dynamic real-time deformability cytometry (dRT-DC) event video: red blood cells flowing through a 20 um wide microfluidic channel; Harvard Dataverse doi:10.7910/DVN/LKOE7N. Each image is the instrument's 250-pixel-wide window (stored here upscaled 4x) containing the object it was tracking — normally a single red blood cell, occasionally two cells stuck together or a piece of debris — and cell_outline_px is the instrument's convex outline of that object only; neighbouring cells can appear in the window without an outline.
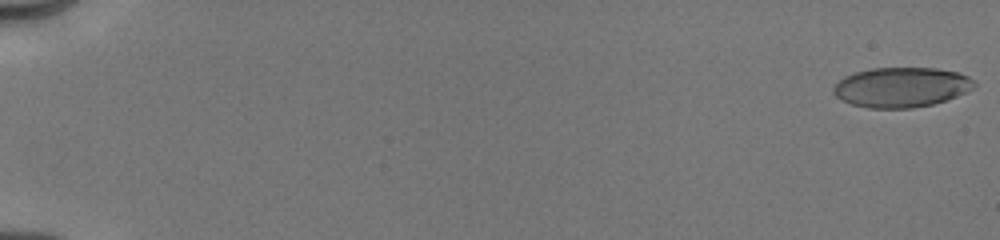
{"species": "human", "species_latin": "Homo sapiens", "temperature_condition": "cold", "stored_images_in_passage": 38, "camera_frame_rate_fps": 3000, "um_per_image_px": 0.085, "donor": {"sex": "male"}, "frame": {"image": 1, "passage_image": 1, "time_ms": 0.0, "image_size_px": [1000, 240], "cell_outline_px": [[976, 84], [972, 88], [956, 96], [932, 104], [912, 108], [868, 108], [852, 104], [836, 96], [832, 92], [832, 88], [844, 76], [856, 72], [872, 68], [936, 68], [956, 72], [968, 76]], "centroid_in_image_um": [76.59, 7.41], "position_along_channel_um": 8.4, "area_um2": 32.43}}
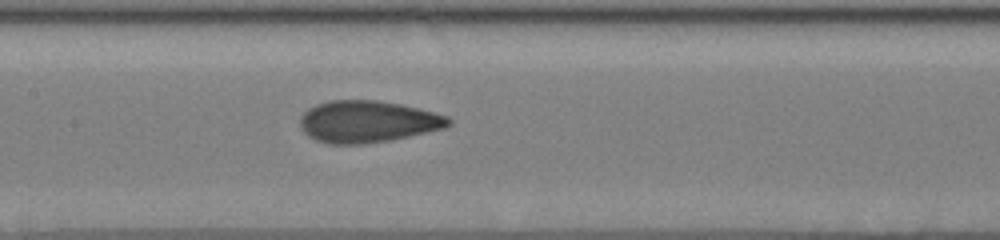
{"frame": {"image": 2, "passage_image": 22, "time_ms": 9.0, "image_size_px": [1000, 240], "cell_outline_px": [[452, 124], [444, 128], [392, 140], [364, 144], [328, 144], [316, 140], [308, 136], [300, 128], [300, 116], [308, 108], [316, 104], [328, 100], [376, 100], [400, 104], [420, 108], [448, 116], [452, 120]], "centroid_in_image_um": [31.24, 10.34], "position_along_channel_um": 176.2, "area_um2": 36.53}}
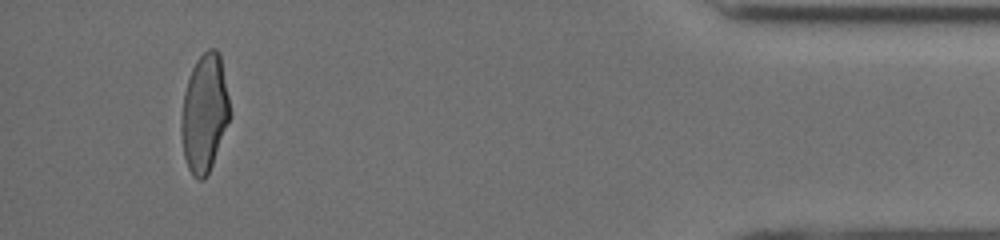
{"frame": {"image": 3, "passage_image": 37, "time_ms": 16.333, "image_size_px": [1000, 240], "cell_outline_px": [[232, 116], [208, 176], [204, 180], [196, 180], [192, 176], [188, 168], [184, 156], [180, 132], [180, 116], [184, 92], [192, 68], [196, 60], [208, 48], [216, 48], [220, 56], [232, 112]], "centroid_in_image_um": [17.39, 9.67], "position_along_channel_um": 417.8, "area_um2": 34.1}, "authors_computed_cell_mechanics": {"area_um2": 34.4488, "velocity_mm_per_s": 4.0407, "shape_relaxation_time_tau1_ms": 9.7132, "shape_relaxation_time_tau2_ms": 1.2027, "deformation_change_tau1": 0.2577, "deformation_change_tau2": 0.0855}}